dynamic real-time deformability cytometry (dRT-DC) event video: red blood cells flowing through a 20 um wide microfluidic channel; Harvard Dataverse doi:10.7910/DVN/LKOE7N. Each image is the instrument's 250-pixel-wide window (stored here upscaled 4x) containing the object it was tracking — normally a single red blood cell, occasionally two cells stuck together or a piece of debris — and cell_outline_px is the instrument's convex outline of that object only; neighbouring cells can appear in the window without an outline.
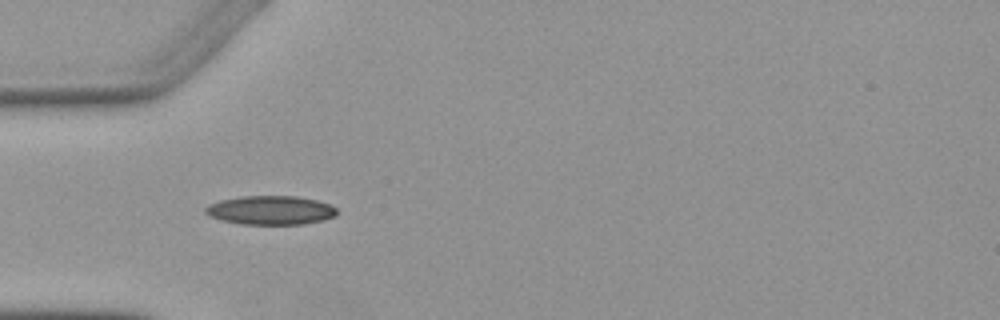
{"species": "Egyptian fruit bat (a non-hibernating species)", "species_latin": "Rousettus aegyptiacus", "temperature_condition": "warm", "stored_images_in_passage": 2, "camera_frame_rate_fps": 3000, "um_per_image_px": 0.085, "animal": {"sex": "female"}, "frame": {"image": 1, "passage_image": 1, "time_ms": 0.0, "image_size_px": [1000, 320], "cell_outline_px": [[336, 216], [324, 220], [304, 224], [240, 224], [220, 220], [208, 216], [204, 212], [204, 208], [208, 204], [220, 200], [244, 196], [296, 196], [316, 200], [332, 204], [336, 208]], "centroid_in_image_um": [22.99, 17.87], "position_along_channel_um": 62.0, "area_um2": 22.37}}
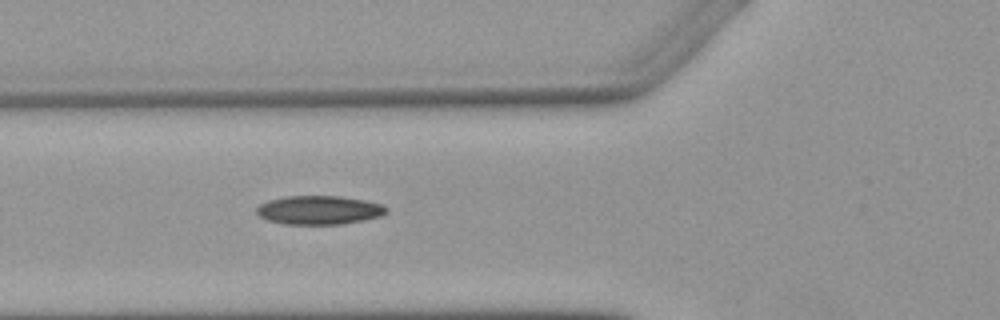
{"frame": {"image": 2, "passage_image": 2, "time_ms": 1.0, "image_size_px": [1000, 320], "cell_outline_px": [[388, 212], [380, 216], [364, 220], [340, 224], [284, 224], [268, 220], [260, 216], [256, 212], [256, 208], [260, 204], [268, 200], [288, 196], [340, 196], [364, 200], [384, 204], [388, 208]], "centroid_in_image_um": [27.15, 17.85], "position_along_channel_um": 98.7, "area_um2": 21.79}}